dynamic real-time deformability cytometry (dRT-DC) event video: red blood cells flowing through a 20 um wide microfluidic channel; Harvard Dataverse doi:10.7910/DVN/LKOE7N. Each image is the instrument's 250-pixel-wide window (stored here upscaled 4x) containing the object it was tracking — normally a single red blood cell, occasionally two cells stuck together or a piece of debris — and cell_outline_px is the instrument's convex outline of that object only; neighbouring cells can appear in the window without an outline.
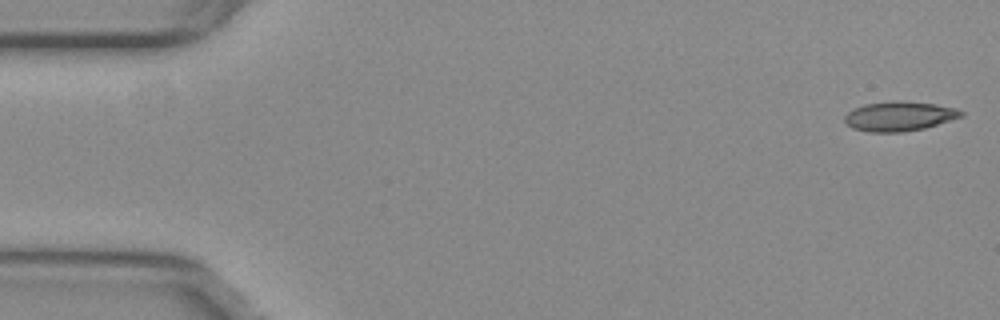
{"species": "common noctule bat (a hibernating species)", "species_latin": "Nyctalus noctula", "temperature_condition": "warm", "stored_images_in_passage": 54, "camera_frame_rate_fps": 3000, "um_per_image_px": 0.085, "animal": {"sex": "female", "body_mass_g": 29.2, "forearm_length_mm": 56.3}, "frame": {"image": 1, "passage_image": 1, "time_ms": 0.0, "image_size_px": [1000, 320], "cell_outline_px": [[964, 116], [924, 128], [900, 132], [868, 132], [852, 128], [844, 120], [844, 116], [848, 112], [864, 104], [896, 100], [900, 100], [936, 104], [956, 108], [964, 112]], "centroid_in_image_um": [76.45, 9.87], "position_along_channel_um": 8.5, "area_um2": 20.06}}
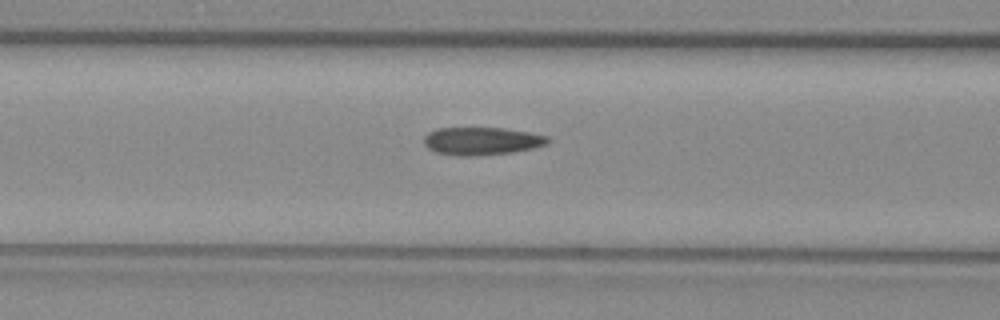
{"frame": {"image": 2, "passage_image": 21, "time_ms": 6.667, "image_size_px": [1000, 320], "cell_outline_px": [[552, 140], [548, 144], [532, 148], [512, 152], [472, 156], [456, 156], [436, 152], [428, 148], [424, 144], [424, 136], [428, 132], [436, 128], [504, 128], [528, 132], [548, 136]], "centroid_in_image_um": [40.94, 11.99], "position_along_channel_um": 125.7, "area_um2": 20.17}}
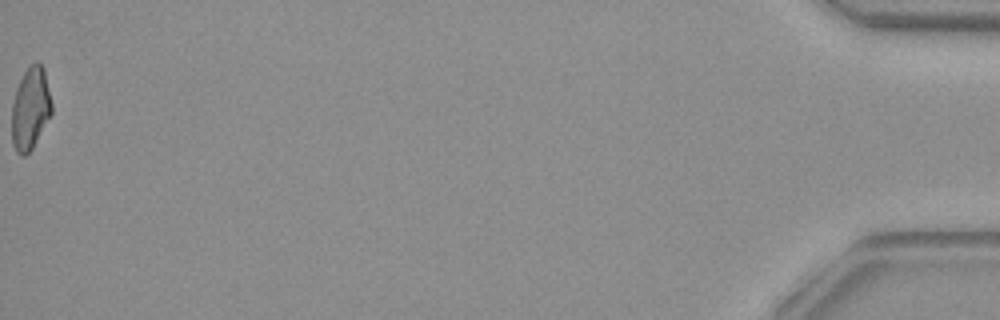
{"frame": {"image": 3, "passage_image": 54, "time_ms": 17.667, "image_size_px": [1000, 320], "cell_outline_px": [[52, 112], [32, 148], [24, 156], [20, 156], [16, 152], [12, 144], [12, 104], [20, 80], [28, 64], [36, 60], [44, 68], [52, 104]], "centroid_in_image_um": [2.58, 9.2], "position_along_channel_um": 432.6, "area_um2": 19.07}, "authors_computed_cell_mechanics": {"area_um2": 19.9121, "velocity_mm_per_s": 3.8094, "shape_relaxation_time_tau1_ms": null, "shape_relaxation_time_tau2_ms": 1.8954, "deformation_change_tau1": null, "deformation_change_tau2": 0.1063}}